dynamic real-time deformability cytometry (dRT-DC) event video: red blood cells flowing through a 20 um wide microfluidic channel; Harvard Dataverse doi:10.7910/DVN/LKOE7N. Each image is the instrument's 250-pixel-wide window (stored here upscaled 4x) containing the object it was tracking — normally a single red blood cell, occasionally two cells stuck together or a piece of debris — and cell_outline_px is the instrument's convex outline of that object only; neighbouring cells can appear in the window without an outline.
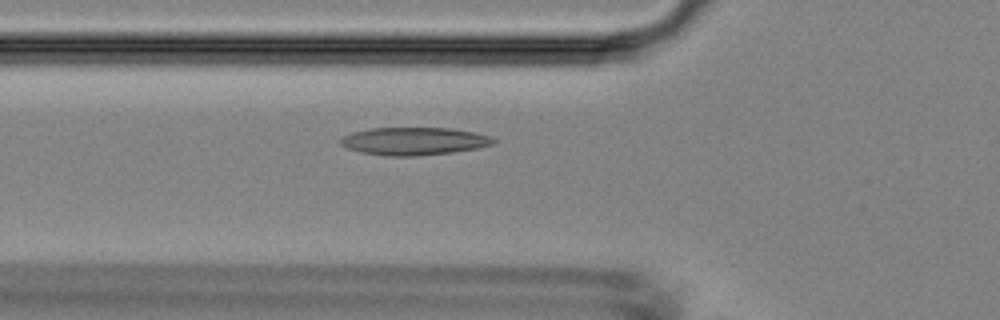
{"species": "Egyptian fruit bat (a non-hibernating species)", "species_latin": "Rousettus aegyptiacus", "temperature_condition": "room temperature", "stored_images_in_passage": 29, "camera_frame_rate_fps": 3000, "um_per_image_px": 0.085, "animal": {"sex": "female"}, "frame": {"image": 1, "passage_image": 3, "time_ms": 0.667, "image_size_px": [1000, 320], "cell_outline_px": [[496, 144], [476, 148], [452, 152], [416, 156], [384, 156], [360, 152], [348, 148], [340, 144], [340, 140], [344, 136], [352, 132], [372, 128], [452, 128], [476, 132], [492, 136], [496, 140]], "centroid_in_image_um": [35.23, 12.0], "position_along_channel_um": 90.6, "area_um2": 24.85}}
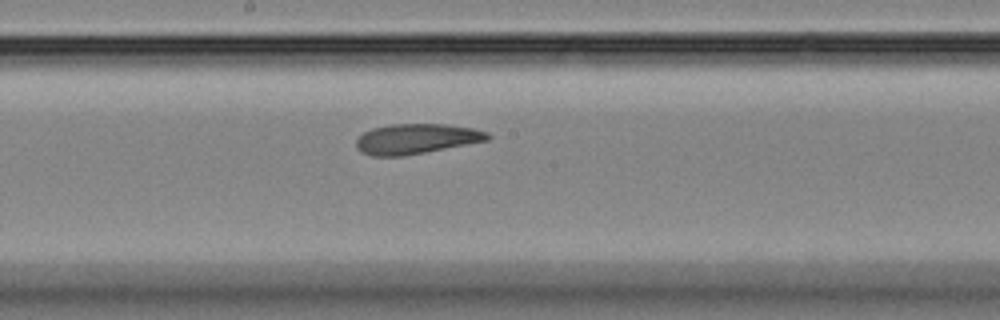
{"frame": {"image": 2, "passage_image": 12, "time_ms": 3.667, "image_size_px": [1000, 320], "cell_outline_px": [[492, 136], [488, 140], [404, 156], [372, 156], [360, 152], [356, 148], [356, 140], [364, 132], [372, 128], [392, 124], [444, 124], [472, 128], [488, 132]], "centroid_in_image_um": [35.36, 11.8], "position_along_channel_um": 212.8, "area_um2": 23.0}}
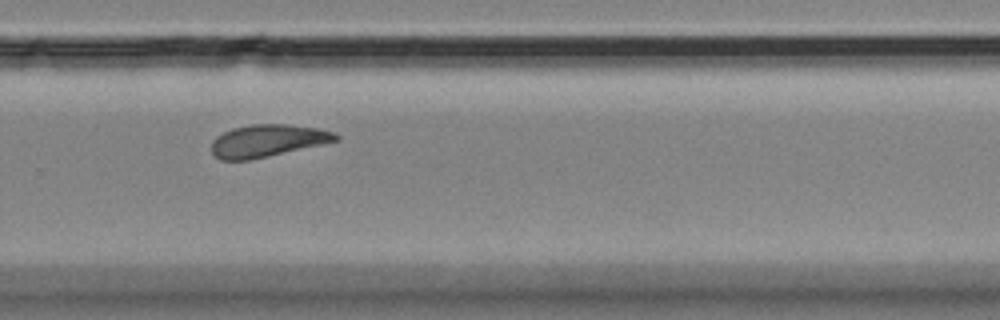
{"frame": {"image": 3, "passage_image": 19, "time_ms": 6.0, "image_size_px": [1000, 320], "cell_outline_px": [[340, 140], [252, 160], [220, 160], [212, 156], [212, 140], [216, 136], [232, 128], [252, 124], [288, 124], [316, 128], [332, 132], [340, 136]], "centroid_in_image_um": [22.7, 11.97], "position_along_channel_um": 307.1, "area_um2": 23.52}}